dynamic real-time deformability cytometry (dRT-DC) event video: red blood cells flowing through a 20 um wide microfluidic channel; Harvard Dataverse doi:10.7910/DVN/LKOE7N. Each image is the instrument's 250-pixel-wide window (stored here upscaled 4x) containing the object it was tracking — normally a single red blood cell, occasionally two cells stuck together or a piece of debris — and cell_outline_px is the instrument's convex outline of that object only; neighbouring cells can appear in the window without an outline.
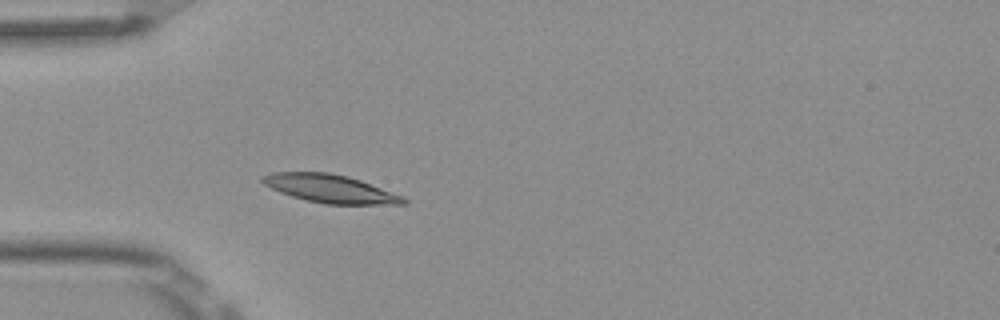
{"species": "Egyptian fruit bat (a non-hibernating species)", "species_latin": "Rousettus aegyptiacus", "temperature_condition": "room temperature", "stored_images_in_passage": 3, "camera_frame_rate_fps": 3000, "um_per_image_px": 0.085, "frame": {"image": 1, "passage_image": 3, "time_ms": 0.667, "image_size_px": [1000, 320], "cell_outline_px": [[408, 204], [324, 204], [292, 196], [280, 192], [264, 184], [260, 180], [260, 176], [272, 172], [328, 172], [360, 180], [404, 196], [408, 200]], "centroid_in_image_um": [28.07, 16.04], "position_along_channel_um": 56.9, "area_um2": 23.0}}